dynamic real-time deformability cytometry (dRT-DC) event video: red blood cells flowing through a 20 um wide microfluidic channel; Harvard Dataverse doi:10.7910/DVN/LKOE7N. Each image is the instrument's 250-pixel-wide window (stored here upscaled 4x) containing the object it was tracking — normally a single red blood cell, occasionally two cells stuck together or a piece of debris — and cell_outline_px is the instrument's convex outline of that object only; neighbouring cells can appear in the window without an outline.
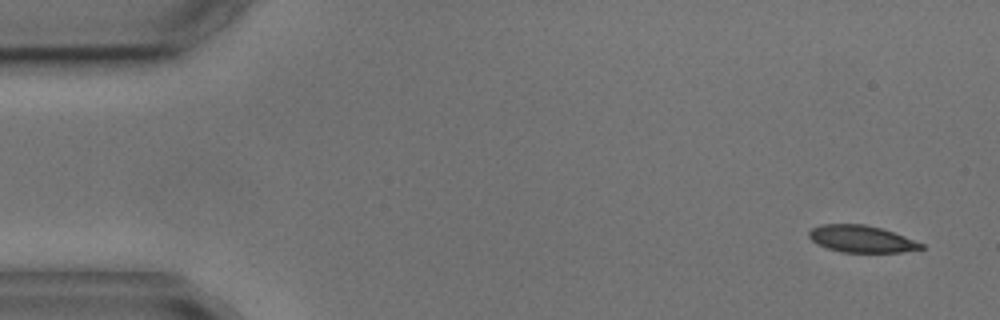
{"species": "common noctule bat (a hibernating species)", "species_latin": "Nyctalus noctula", "temperature_condition": "cold", "stored_images_in_passage": 4, "segment_of_instrument_passage": [1, 2], "camera_frame_rate_fps": 3000, "um_per_image_px": 0.085, "animal": {"sex": "male", "body_mass_g": 17.9, "forearm_length_mm": 54.2}, "frame": {"image": 1, "passage_image": 1, "time_ms": 0.0, "image_size_px": [1000, 320], "cell_outline_px": [[924, 248], [900, 252], [840, 252], [828, 248], [812, 240], [808, 236], [808, 232], [812, 228], [820, 224], [864, 224], [880, 228], [904, 236], [924, 244]], "centroid_in_image_um": [73.2, 20.3], "position_along_channel_um": 11.8, "area_um2": 17.4}}
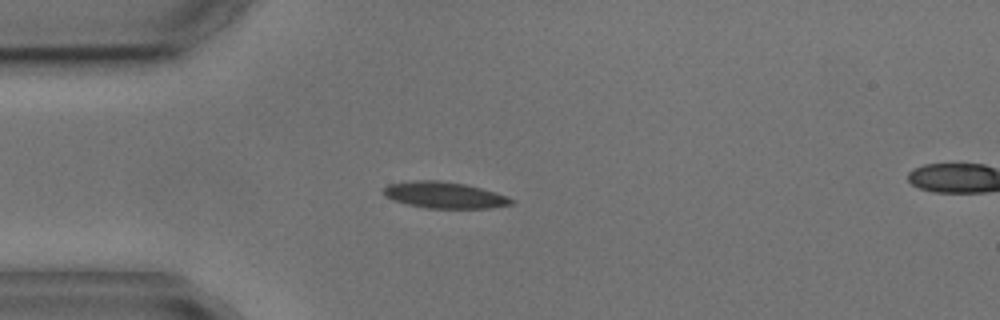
{"frame": {"image": 2, "passage_image": 3, "time_ms": 3.667, "image_size_px": [1000, 320], "cell_outline_px": [[516, 200], [512, 204], [492, 208], [428, 208], [408, 204], [392, 200], [384, 196], [384, 188], [388, 184], [412, 180], [440, 180], [464, 184], [496, 192]], "centroid_in_image_um": [37.78, 16.58], "position_along_channel_um": 47.2, "area_um2": 19.65}}